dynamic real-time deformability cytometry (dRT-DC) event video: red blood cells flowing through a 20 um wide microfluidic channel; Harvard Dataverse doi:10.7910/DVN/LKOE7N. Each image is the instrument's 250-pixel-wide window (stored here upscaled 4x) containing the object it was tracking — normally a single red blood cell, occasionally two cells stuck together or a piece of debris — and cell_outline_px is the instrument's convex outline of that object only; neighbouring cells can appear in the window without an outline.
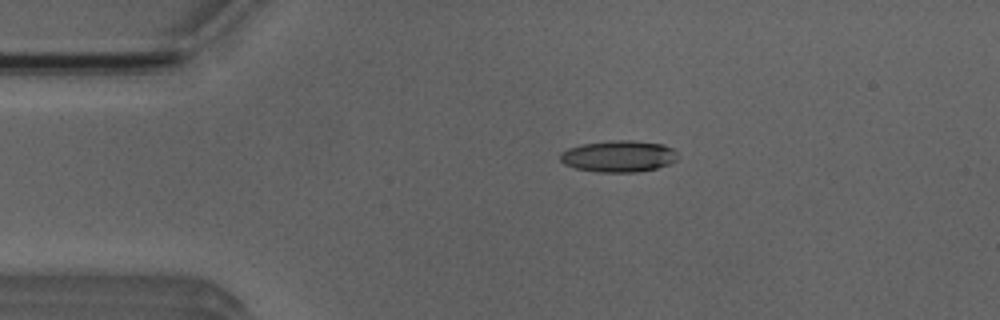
{"species": "Egyptian fruit bat (a non-hibernating species)", "species_latin": "Rousettus aegyptiacus", "temperature_condition": "room temperature", "stored_images_in_passage": 4, "camera_frame_rate_fps": 3000, "um_per_image_px": 0.085, "animal": {"sex": "male"}, "frame": {"image": 1, "passage_image": 3, "time_ms": 2.333, "image_size_px": [1000, 320], "cell_outline_px": [[676, 160], [668, 164], [656, 168], [636, 172], [596, 172], [576, 168], [564, 164], [560, 160], [560, 152], [568, 148], [580, 144], [612, 140], [632, 140], [664, 144], [672, 148], [676, 152]], "centroid_in_image_um": [52.55, 13.27], "position_along_channel_um": 32.4, "area_um2": 21.68}}